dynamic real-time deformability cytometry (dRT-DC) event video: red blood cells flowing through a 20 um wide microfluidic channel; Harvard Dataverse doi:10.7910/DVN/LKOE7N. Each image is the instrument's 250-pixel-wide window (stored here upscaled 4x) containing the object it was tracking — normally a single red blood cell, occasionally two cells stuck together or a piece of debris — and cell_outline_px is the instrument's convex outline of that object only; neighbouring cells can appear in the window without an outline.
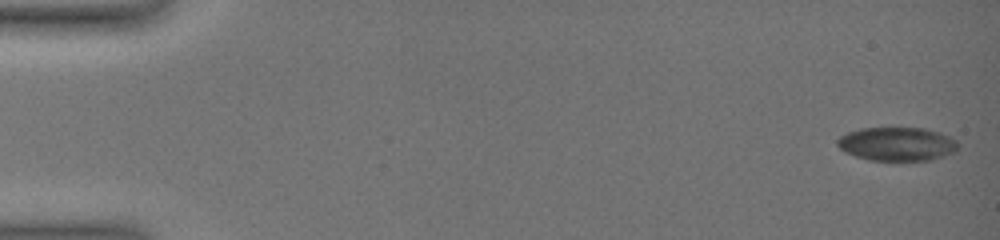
{"species": "common noctule bat (a hibernating species)", "species_latin": "Nyctalus noctula", "temperature_condition": "warm", "stored_images_in_passage": 31, "camera_frame_rate_fps": 3000, "um_per_image_px": 0.085, "animal": {"sex": "female", "body_mass_g": 19.0, "forearm_length_mm": 51.5}, "frame": {"image": 1, "passage_image": 1, "time_ms": 0.0, "image_size_px": [1000, 240], "cell_outline_px": [[960, 144], [956, 152], [944, 156], [928, 160], [868, 160], [844, 152], [836, 144], [836, 140], [840, 136], [848, 132], [860, 128], [924, 128], [940, 132], [956, 140]], "centroid_in_image_um": [76.25, 12.23], "position_along_channel_um": 8.7, "area_um2": 23.81}}
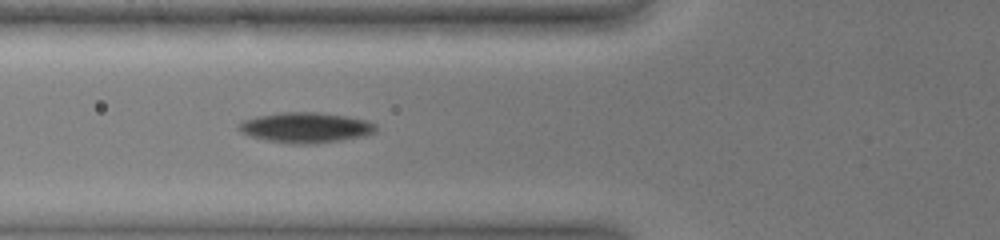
{"frame": {"image": 2, "passage_image": 13, "time_ms": 6.667, "image_size_px": [1000, 240], "cell_outline_px": [[376, 132], [368, 136], [316, 144], [292, 144], [268, 140], [248, 136], [240, 132], [236, 128], [240, 120], [256, 116], [280, 112], [316, 112], [348, 116], [368, 120], [376, 124]], "centroid_in_image_um": [25.98, 10.84], "position_along_channel_um": 99.8, "area_um2": 24.8}}
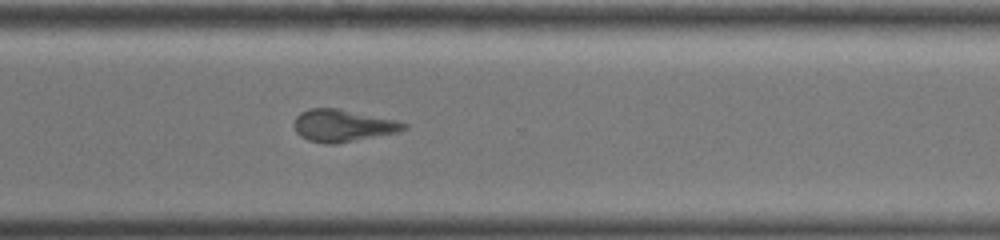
{"frame": {"image": 3, "passage_image": 31, "time_ms": 13.0, "image_size_px": [1000, 240], "cell_outline_px": [[408, 128], [400, 132], [336, 144], [324, 144], [308, 140], [300, 136], [296, 132], [292, 124], [296, 116], [300, 112], [308, 108], [336, 108], [396, 120], [408, 124]], "centroid_in_image_um": [29.12, 10.68], "position_along_channel_um": 341.5, "area_um2": 20.81}}